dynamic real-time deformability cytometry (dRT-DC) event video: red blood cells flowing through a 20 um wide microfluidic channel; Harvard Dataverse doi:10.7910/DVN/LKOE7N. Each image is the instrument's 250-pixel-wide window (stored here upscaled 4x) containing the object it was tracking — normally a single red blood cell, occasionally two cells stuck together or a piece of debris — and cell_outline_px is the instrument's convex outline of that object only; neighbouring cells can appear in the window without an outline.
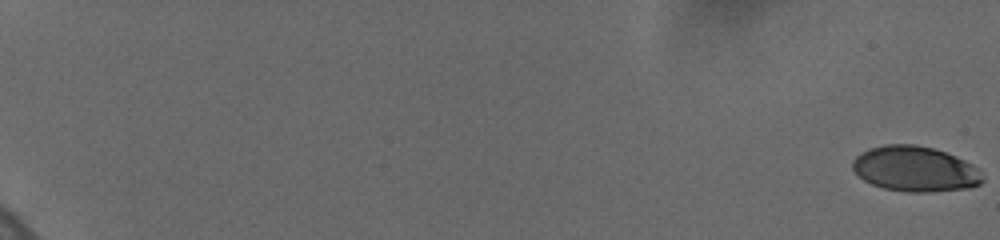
{"species": "human", "species_latin": "Homo sapiens", "temperature_condition": "cold", "stored_images_in_passage": 18, "camera_frame_rate_fps": 3000, "um_per_image_px": 0.085, "donor": {"sex": "female"}, "frame": {"image": 1, "passage_image": 1, "time_ms": 0.0, "image_size_px": [1000, 240], "cell_outline_px": [[984, 180], [980, 184], [968, 188], [928, 192], [904, 192], [884, 188], [872, 184], [864, 180], [852, 168], [852, 160], [856, 156], [868, 148], [884, 144], [916, 144], [932, 148], [956, 156], [980, 168]], "centroid_in_image_um": [77.79, 14.36], "position_along_channel_um": 7.2, "area_um2": 34.51}}
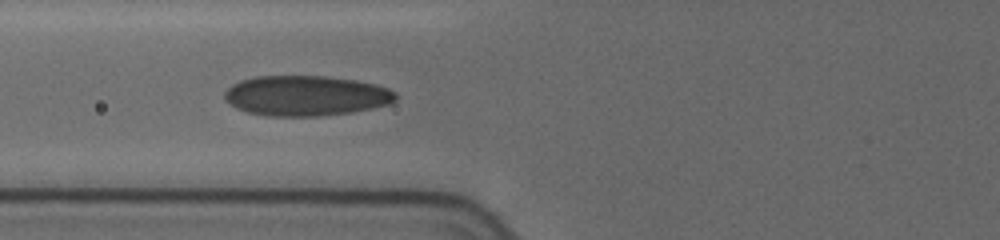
{"frame": {"image": 2, "passage_image": 16, "time_ms": 9.0, "image_size_px": [1000, 240], "cell_outline_px": [[396, 100], [388, 104], [372, 108], [352, 112], [320, 116], [268, 116], [248, 112], [236, 108], [228, 104], [224, 100], [224, 92], [232, 84], [240, 80], [256, 76], [324, 76], [356, 80], [376, 84], [388, 88], [396, 92]], "centroid_in_image_um": [25.98, 8.13], "position_along_channel_um": 99.8, "area_um2": 40.34}}
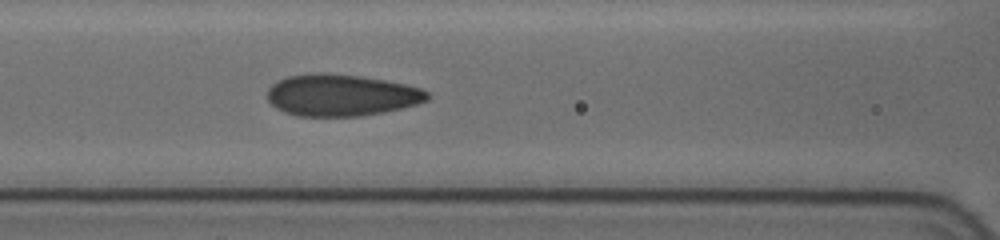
{"frame": {"image": 3, "passage_image": 18, "time_ms": 10.0, "image_size_px": [1000, 240], "cell_outline_px": [[428, 100], [416, 104], [384, 112], [360, 116], [296, 116], [284, 112], [276, 108], [268, 100], [268, 88], [272, 84], [288, 76], [320, 72], [328, 72], [360, 76], [384, 80], [404, 84], [420, 88], [428, 92]], "centroid_in_image_um": [28.98, 8.09], "position_along_channel_um": 137.6, "area_um2": 38.84}}